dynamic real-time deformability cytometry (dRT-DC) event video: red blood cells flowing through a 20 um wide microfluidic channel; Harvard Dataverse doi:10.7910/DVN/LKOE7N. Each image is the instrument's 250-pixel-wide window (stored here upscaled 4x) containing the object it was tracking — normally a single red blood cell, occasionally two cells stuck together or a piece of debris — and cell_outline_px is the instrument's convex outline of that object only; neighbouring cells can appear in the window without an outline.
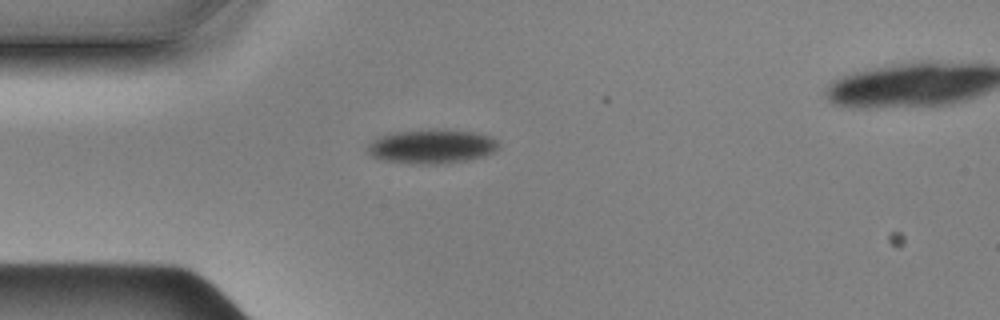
{"species": "Egyptian fruit bat (a non-hibernating species)", "species_latin": "Rousettus aegyptiacus", "temperature_condition": "cold", "stored_images_in_passage": 3, "camera_frame_rate_fps": 3000, "um_per_image_px": 0.085, "animal": {"sex": "male"}, "frame": {"image": 1, "passage_image": 2, "time_ms": 0.333, "image_size_px": [1000, 320], "cell_outline_px": [[500, 144], [492, 152], [484, 156], [468, 160], [436, 164], [428, 164], [388, 160], [372, 156], [368, 152], [368, 144], [384, 136], [396, 132], [472, 132], [488, 136], [496, 140]], "centroid_in_image_um": [36.75, 12.49], "position_along_channel_um": 48.3, "area_um2": 24.33}}